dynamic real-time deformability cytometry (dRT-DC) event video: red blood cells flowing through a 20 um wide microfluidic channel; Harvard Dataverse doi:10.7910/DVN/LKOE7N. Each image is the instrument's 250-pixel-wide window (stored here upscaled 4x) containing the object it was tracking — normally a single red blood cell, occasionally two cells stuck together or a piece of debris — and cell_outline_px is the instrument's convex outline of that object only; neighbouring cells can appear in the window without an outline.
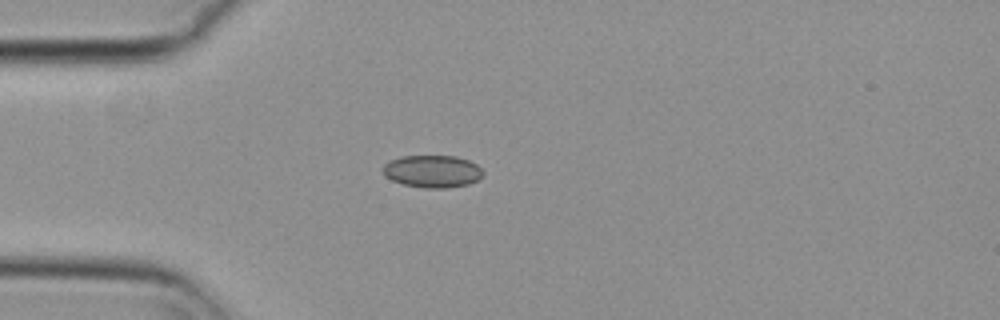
{"species": "common noctule bat (a hibernating species)", "species_latin": "Nyctalus noctula", "temperature_condition": "cold", "stored_images_in_passage": 36, "camera_frame_rate_fps": 3000, "um_per_image_px": 0.085, "animal": {"sex": "female", "body_mass_g": 29.2, "forearm_length_mm": 56.3}, "frame": {"image": 1, "passage_image": 1, "time_ms": 0.0, "image_size_px": [1000, 320], "cell_outline_px": [[484, 172], [476, 180], [468, 184], [444, 188], [424, 188], [404, 184], [392, 180], [384, 176], [384, 164], [388, 160], [400, 156], [456, 156], [468, 160], [476, 164]], "centroid_in_image_um": [36.72, 14.55], "position_along_channel_um": 48.3, "area_um2": 18.79}}
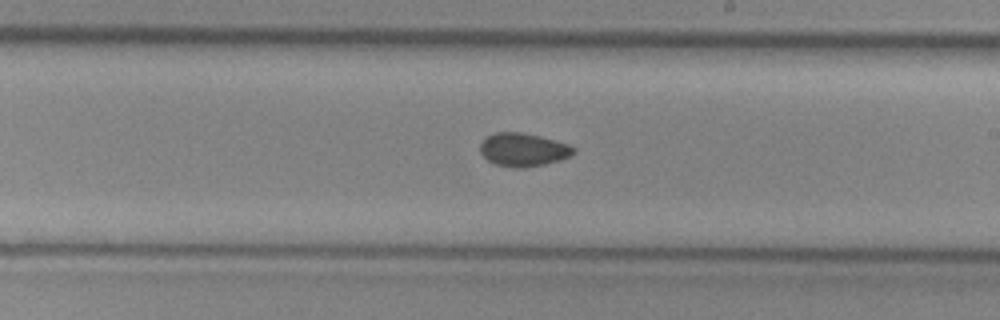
{"frame": {"image": 2, "passage_image": 18, "time_ms": 5.667, "image_size_px": [1000, 320], "cell_outline_px": [[576, 152], [572, 156], [560, 160], [544, 164], [524, 168], [516, 168], [496, 164], [488, 160], [480, 152], [480, 144], [488, 136], [496, 132], [520, 132], [540, 136], [568, 144], [576, 148]], "centroid_in_image_um": [44.51, 12.73], "position_along_channel_um": 244.5, "area_um2": 18.09}}
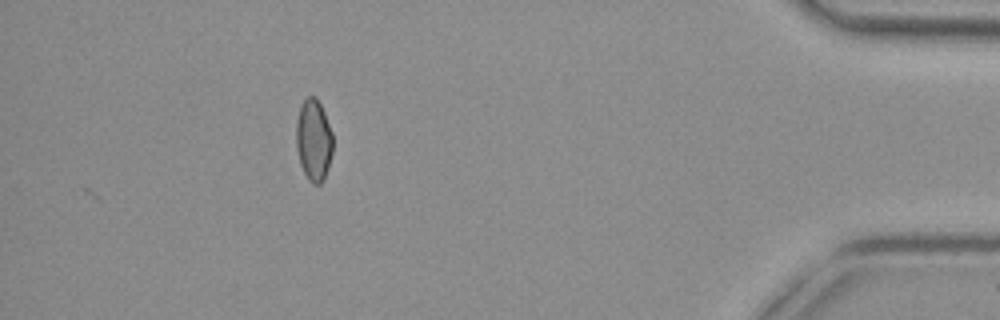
{"frame": {"image": 3, "passage_image": 36, "time_ms": 11.667, "image_size_px": [1000, 320], "cell_outline_px": [[332, 152], [328, 168], [324, 180], [320, 184], [312, 184], [308, 180], [300, 164], [296, 148], [296, 124], [300, 104], [308, 96], [316, 96], [324, 112], [332, 132]], "centroid_in_image_um": [26.65, 11.92], "position_along_channel_um": 408.6, "area_um2": 17.57}, "authors_computed_cell_mechanics": {"area_um2": 18.0914, "velocity_mm_per_s": 3.6937, "shape_relaxation_time_tau1_ms": null, "shape_relaxation_time_tau2_ms": 3.1421, "deformation_change_tau1": null, "deformation_change_tau2": 0.0605}}